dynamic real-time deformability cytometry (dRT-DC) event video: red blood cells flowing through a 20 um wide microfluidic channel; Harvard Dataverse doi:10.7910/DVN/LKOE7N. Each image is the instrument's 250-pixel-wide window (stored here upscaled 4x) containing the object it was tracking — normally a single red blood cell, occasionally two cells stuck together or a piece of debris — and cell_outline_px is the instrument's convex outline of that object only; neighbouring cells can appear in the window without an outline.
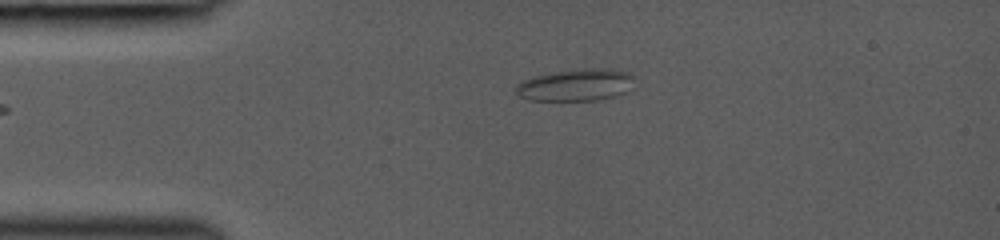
{"species": "common noctule bat (a hibernating species)", "species_latin": "Nyctalus noctula", "temperature_condition": "room temperature", "stored_images_in_passage": 36, "camera_frame_rate_fps": 3000, "um_per_image_px": 0.085, "animal": {"sex": "female", "body_mass_g": 19.0, "forearm_length_mm": 53.3}, "frame": {"image": 1, "passage_image": 1, "time_ms": 0.0, "image_size_px": [1000, 240], "cell_outline_px": [[632, 76], [624, 92], [612, 96], [596, 100], [528, 100], [520, 96], [516, 92], [516, 84], [524, 80], [536, 76], [552, 72], [584, 68], [612, 68], [628, 72]], "centroid_in_image_um": [48.88, 7.21], "position_along_channel_um": 36.1, "area_um2": 21.62}}
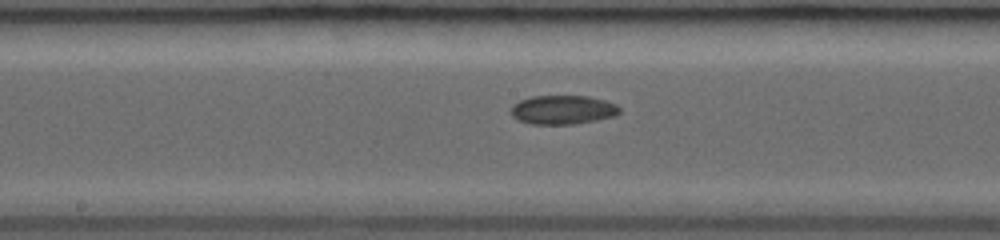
{"frame": {"image": 2, "passage_image": 15, "time_ms": 4.667, "image_size_px": [1000, 240], "cell_outline_px": [[620, 112], [616, 116], [576, 124], [532, 124], [516, 120], [508, 112], [512, 104], [520, 100], [532, 96], [588, 96], [604, 100], [616, 104], [620, 108]], "centroid_in_image_um": [47.8, 9.34], "position_along_channel_um": 200.4, "area_um2": 18.61}}
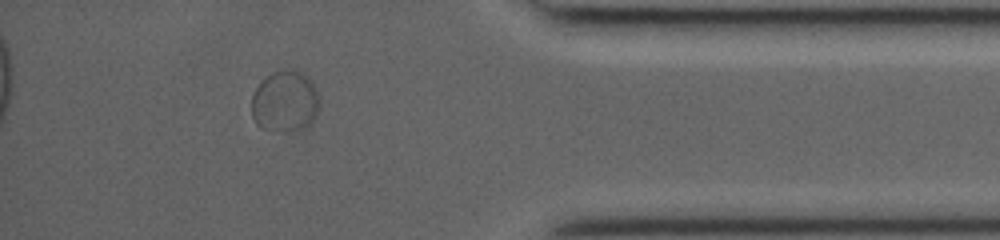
{"frame": {"image": 3, "passage_image": 31, "time_ms": 10.0, "image_size_px": [1000, 240], "cell_outline_px": [[320, 108], [316, 116], [304, 128], [296, 132], [288, 132], [260, 128], [256, 124], [252, 116], [252, 96], [256, 88], [272, 72], [300, 72], [308, 76], [312, 80], [320, 96]], "centroid_in_image_um": [24.27, 8.68], "position_along_channel_um": 410.9, "area_um2": 24.28}}